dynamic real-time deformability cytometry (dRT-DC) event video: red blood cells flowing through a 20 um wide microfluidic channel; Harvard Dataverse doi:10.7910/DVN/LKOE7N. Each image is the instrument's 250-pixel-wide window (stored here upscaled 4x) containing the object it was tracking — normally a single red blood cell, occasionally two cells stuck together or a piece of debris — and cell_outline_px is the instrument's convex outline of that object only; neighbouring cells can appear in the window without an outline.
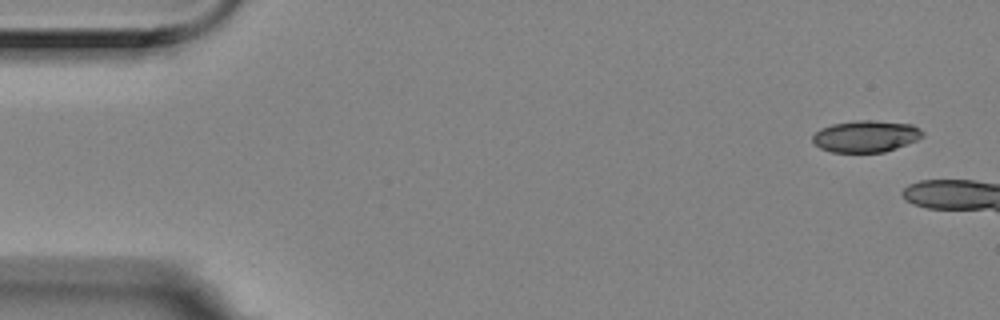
{"species": "Egyptian fruit bat (a non-hibernating species)", "species_latin": "Rousettus aegyptiacus", "temperature_condition": "room temperature", "stored_images_in_passage": 4, "camera_frame_rate_fps": 3000, "um_per_image_px": 0.085, "animal": {"sex": "female"}, "frame": {"image": 1, "passage_image": 1, "time_ms": 0.0, "image_size_px": [1000, 320], "cell_outline_px": [[924, 136], [916, 140], [896, 148], [884, 152], [832, 152], [820, 148], [812, 140], [812, 136], [820, 128], [832, 124], [860, 120], [872, 120], [912, 124], [920, 128], [924, 132]], "centroid_in_image_um": [73.61, 11.58], "position_along_channel_um": 11.4, "area_um2": 20.29}}